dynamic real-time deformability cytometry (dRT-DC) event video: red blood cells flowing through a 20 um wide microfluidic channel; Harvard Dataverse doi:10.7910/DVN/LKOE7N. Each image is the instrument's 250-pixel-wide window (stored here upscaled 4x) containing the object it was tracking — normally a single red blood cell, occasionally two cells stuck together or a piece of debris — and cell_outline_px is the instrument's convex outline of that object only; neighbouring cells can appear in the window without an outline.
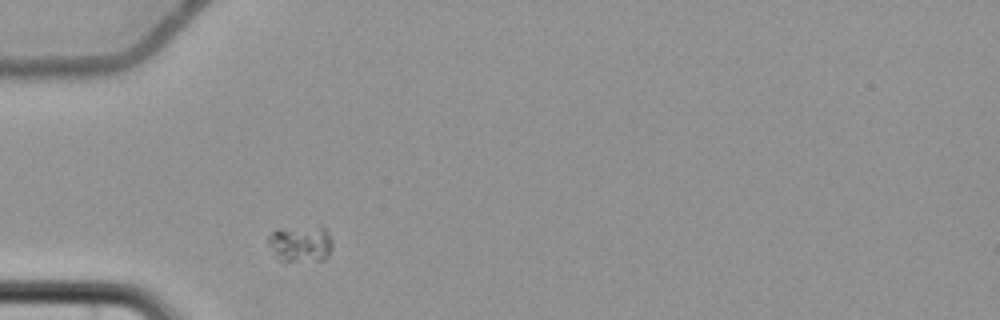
{"species": "common noctule bat (a hibernating species)", "species_latin": "Nyctalus noctula", "temperature_condition": "cold", "stored_images_in_passage": 2, "camera_frame_rate_fps": 3000, "um_per_image_px": 0.085, "animal": {"sex": "female", "body_mass_g": 22.7, "forearm_length_mm": 54.2}, "frame": {"image": 1, "passage_image": 1, "time_ms": 0.0, "image_size_px": [1000, 320], "cell_outline_px": [[332, 248], [328, 256], [324, 260], [280, 260], [272, 256], [268, 244], [268, 232], [276, 228], [324, 228], [328, 232], [332, 240]], "centroid_in_image_um": [25.49, 20.72], "position_along_channel_um": 59.5, "area_um2": 13.7}}
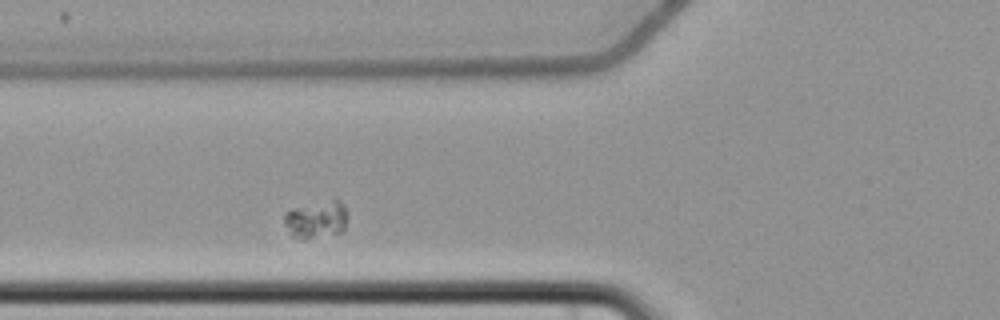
{"frame": {"image": 2, "passage_image": 2, "time_ms": 1.333, "image_size_px": [1000, 320], "cell_outline_px": [[348, 216], [344, 228], [340, 232], [304, 240], [300, 240], [292, 236], [284, 224], [284, 212], [292, 208], [336, 196], [344, 204], [348, 212]], "centroid_in_image_um": [26.9, 18.61], "position_along_channel_um": 98.9, "area_um2": 14.51}}